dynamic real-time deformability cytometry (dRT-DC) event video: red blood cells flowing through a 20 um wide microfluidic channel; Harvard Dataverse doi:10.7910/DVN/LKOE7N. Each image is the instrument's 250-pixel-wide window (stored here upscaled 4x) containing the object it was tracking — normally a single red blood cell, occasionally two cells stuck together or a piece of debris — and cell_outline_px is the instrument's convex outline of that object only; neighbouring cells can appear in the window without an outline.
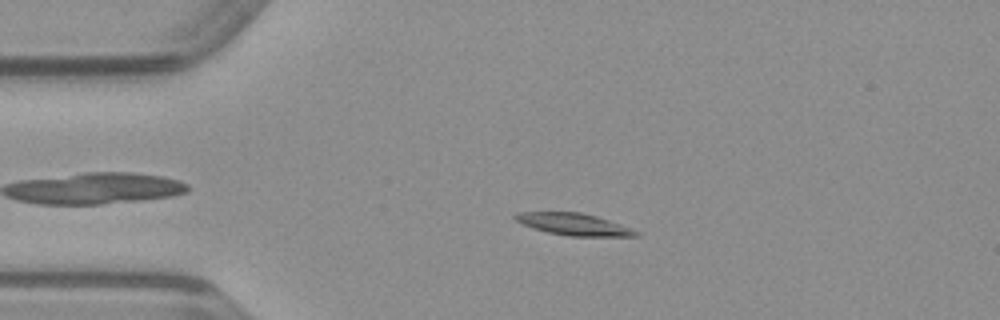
{"species": "common noctule bat (a hibernating species)", "species_latin": "Nyctalus noctula", "temperature_condition": "warm", "stored_images_in_passage": 49, "camera_frame_rate_fps": 3000, "um_per_image_px": 0.085, "animal": {"sex": "male", "body_mass_g": 23.1, "forearm_length_mm": 52.7}, "frame": {"image": 1, "passage_image": 10, "time_ms": 3.0, "image_size_px": [1000, 320], "cell_outline_px": [[640, 236], [568, 236], [548, 232], [532, 228], [516, 220], [512, 216], [516, 212], [580, 212], [596, 216], [620, 224], [640, 232]], "centroid_in_image_um": [48.76, 19.06], "position_along_channel_um": 36.2, "area_um2": 15.32}}
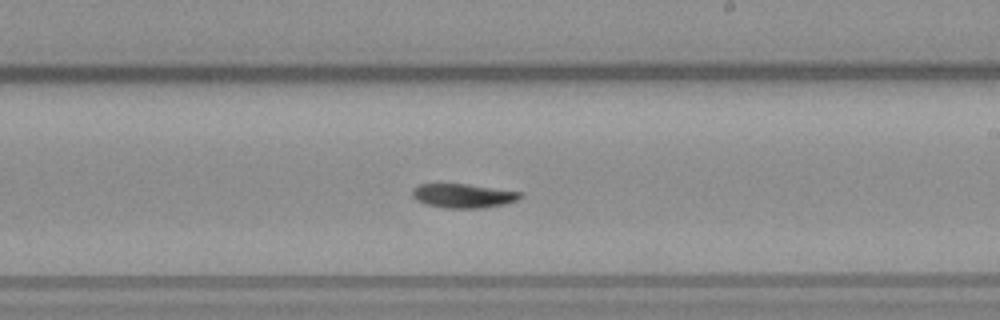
{"frame": {"image": 2, "passage_image": 28, "time_ms": 9.0, "image_size_px": [1000, 320], "cell_outline_px": [[524, 196], [516, 200], [504, 204], [484, 208], [444, 208], [424, 204], [416, 200], [412, 196], [412, 188], [420, 184], [468, 184], [520, 192]], "centroid_in_image_um": [39.34, 16.65], "position_along_channel_um": 249.7, "area_um2": 15.2}}
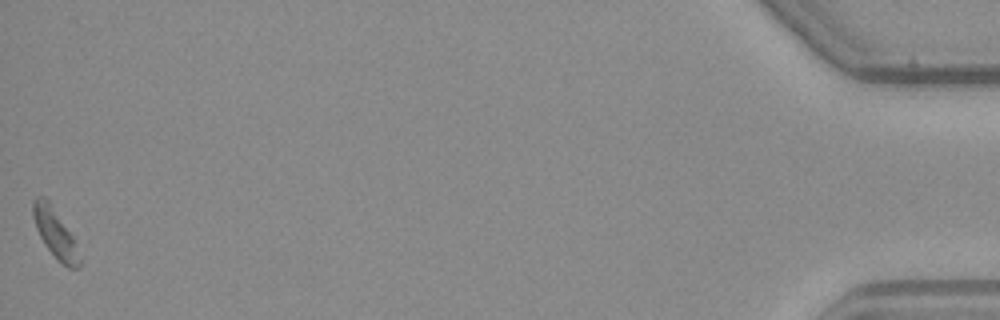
{"frame": {"image": 3, "passage_image": 49, "time_ms": 16.0, "image_size_px": [1000, 320], "cell_outline_px": [[80, 264], [76, 268], [68, 268], [60, 264], [56, 260], [44, 244], [36, 228], [32, 216], [32, 200], [36, 196], [44, 196], [48, 200], [72, 236], [80, 260]], "centroid_in_image_um": [4.63, 19.82], "position_along_channel_um": 430.6, "area_um2": 13.12}}